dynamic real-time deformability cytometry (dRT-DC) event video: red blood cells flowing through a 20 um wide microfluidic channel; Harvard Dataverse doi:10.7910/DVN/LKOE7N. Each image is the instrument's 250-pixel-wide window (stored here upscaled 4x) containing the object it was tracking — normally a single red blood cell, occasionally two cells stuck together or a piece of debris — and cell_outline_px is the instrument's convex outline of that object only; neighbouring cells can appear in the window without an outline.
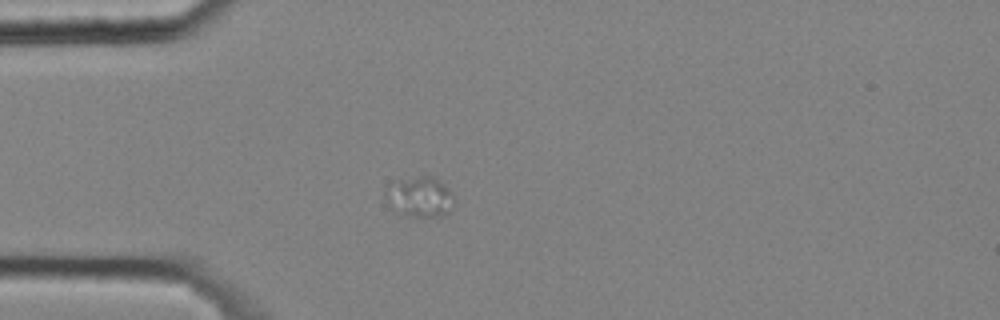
{"species": "common noctule bat (a hibernating species)", "species_latin": "Nyctalus noctula", "temperature_condition": "cold", "stored_images_in_passage": 7, "camera_frame_rate_fps": 3000, "um_per_image_px": 0.085, "animal": {"sex": "male", "body_mass_g": 20.4}, "frame": {"image": 1, "passage_image": 2, "time_ms": 0.333, "image_size_px": [1000, 320], "cell_outline_px": [[452, 204], [440, 216], [400, 216], [388, 204], [384, 196], [384, 192], [400, 184], [420, 176], [432, 176], [444, 184], [452, 192]], "centroid_in_image_um": [35.69, 16.79], "position_along_channel_um": 49.3, "area_um2": 15.14}}
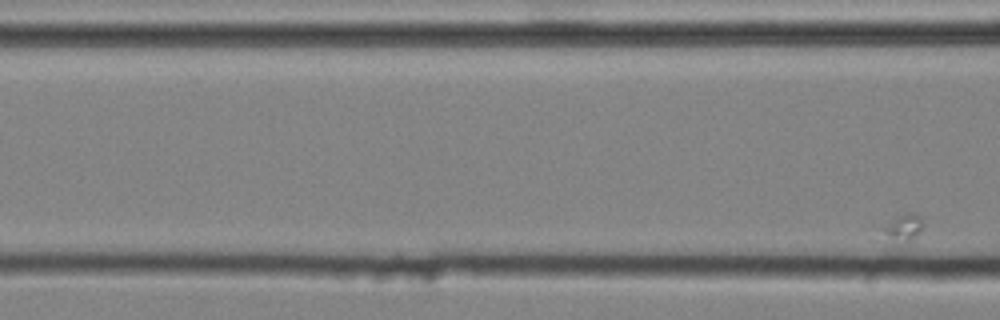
{"frame": {"image": 2, "passage_image": 7, "time_ms": 2.0, "image_size_px": [1000, 320], "cell_outline_px": [[940, 232], [904, 248], [900, 248], [864, 232], [856, 228], [864, 224], [904, 212], [916, 212], [940, 228]], "centroid_in_image_um": [76.61, 19.47], "position_along_channel_um": 90.0, "area_um2": 12.72}}